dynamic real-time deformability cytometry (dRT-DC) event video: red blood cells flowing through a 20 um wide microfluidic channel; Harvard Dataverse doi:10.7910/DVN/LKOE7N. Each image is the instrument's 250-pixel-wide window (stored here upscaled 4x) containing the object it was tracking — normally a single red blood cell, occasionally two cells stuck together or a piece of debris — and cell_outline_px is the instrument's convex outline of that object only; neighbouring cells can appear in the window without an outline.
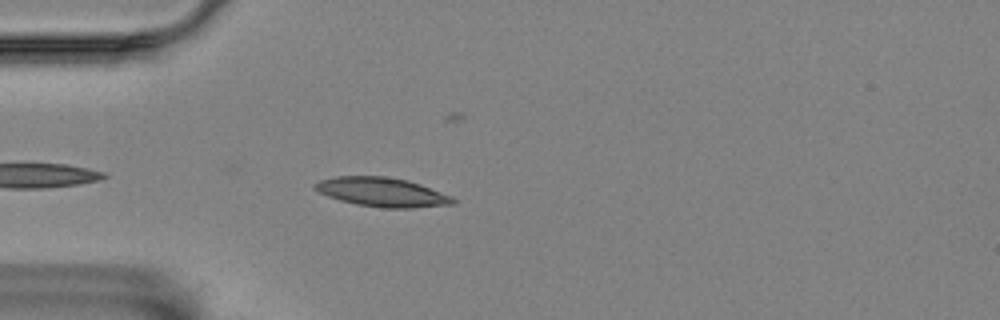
{"species": "Egyptian fruit bat (a non-hibernating species)", "species_latin": "Rousettus aegyptiacus", "temperature_condition": "room temperature", "stored_images_in_passage": 32, "camera_frame_rate_fps": 3000, "um_per_image_px": 0.085, "animal": {"sex": "female"}, "frame": {"image": 1, "passage_image": 5, "time_ms": 1.333, "image_size_px": [1000, 320], "cell_outline_px": [[456, 204], [412, 208], [384, 208], [356, 204], [340, 200], [328, 196], [312, 188], [312, 184], [320, 180], [336, 176], [384, 176], [408, 180], [420, 184], [452, 196], [456, 200]], "centroid_in_image_um": [32.48, 16.33], "position_along_channel_um": 52.5, "area_um2": 23.52}}
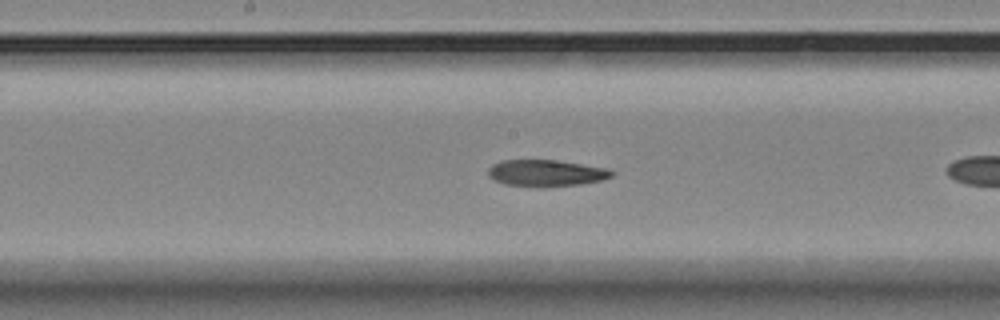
{"frame": {"image": 2, "passage_image": 15, "time_ms": 4.667, "image_size_px": [1000, 320], "cell_outline_px": [[616, 172], [612, 176], [604, 180], [580, 184], [540, 188], [536, 188], [504, 184], [488, 176], [488, 168], [492, 164], [504, 160], [556, 160], [608, 168]], "centroid_in_image_um": [46.43, 14.72], "position_along_channel_um": 201.8, "area_um2": 19.48}}
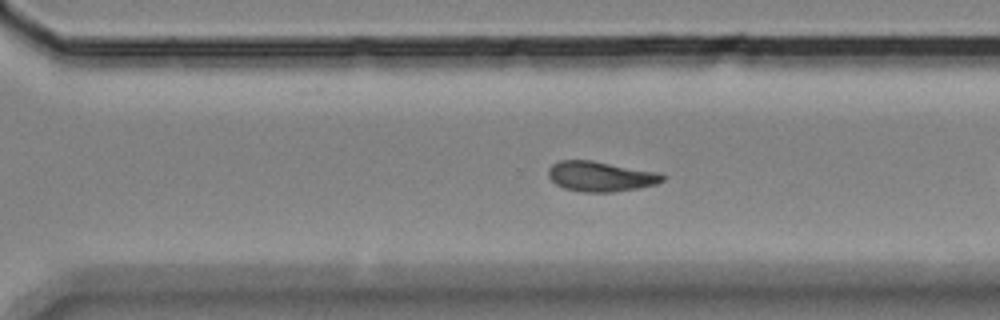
{"frame": {"image": 3, "passage_image": 25, "time_ms": 8.0, "image_size_px": [1000, 320], "cell_outline_px": [[664, 180], [656, 184], [636, 188], [612, 192], [580, 192], [564, 188], [556, 184], [548, 176], [548, 168], [552, 164], [560, 160], [592, 160], [660, 172], [664, 176]], "centroid_in_image_um": [51.04, 14.98], "position_along_channel_um": 319.6, "area_um2": 20.11}}